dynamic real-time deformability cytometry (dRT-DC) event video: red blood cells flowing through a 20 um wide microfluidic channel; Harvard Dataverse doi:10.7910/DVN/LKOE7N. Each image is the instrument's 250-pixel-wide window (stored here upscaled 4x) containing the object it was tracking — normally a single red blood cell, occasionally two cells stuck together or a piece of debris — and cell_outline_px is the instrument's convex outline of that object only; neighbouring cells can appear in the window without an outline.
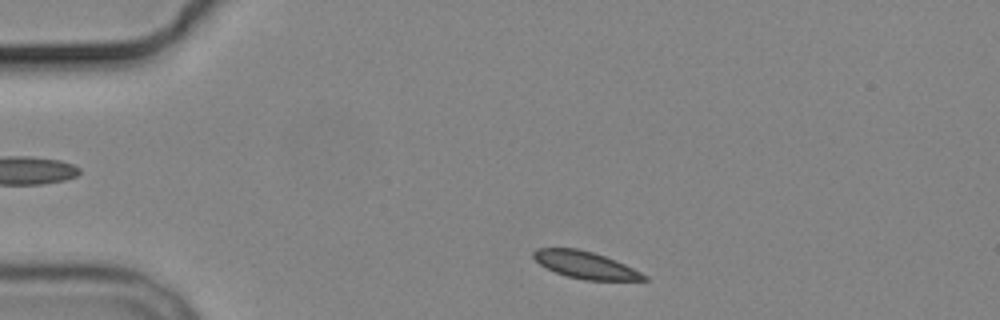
{"species": "common noctule bat (a hibernating species)", "species_latin": "Nyctalus noctula", "temperature_condition": "cold", "stored_images_in_passage": 9, "camera_frame_rate_fps": 3000, "um_per_image_px": 0.085, "animal": {"sex": "male", "body_mass_g": 19.2, "forearm_length_mm": 51.8}, "frame": {"image": 1, "passage_image": 2, "time_ms": 1.0, "image_size_px": [1000, 320], "cell_outline_px": [[648, 280], [584, 280], [568, 276], [556, 272], [540, 264], [532, 256], [532, 252], [536, 248], [576, 248], [592, 252], [616, 260], [648, 276]], "centroid_in_image_um": [49.75, 22.52], "position_along_channel_um": 35.3, "area_um2": 17.22}}
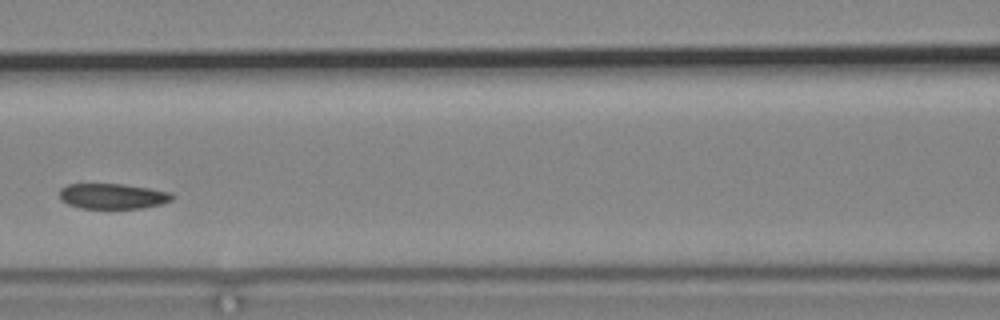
{"frame": {"image": 2, "passage_image": 6, "time_ms": 5.667, "image_size_px": [1000, 320], "cell_outline_px": [[172, 200], [160, 204], [144, 208], [80, 208], [68, 204], [60, 200], [60, 188], [68, 184], [124, 184], [172, 192]], "centroid_in_image_um": [9.56, 16.67], "position_along_channel_um": 157.0, "area_um2": 16.65}}
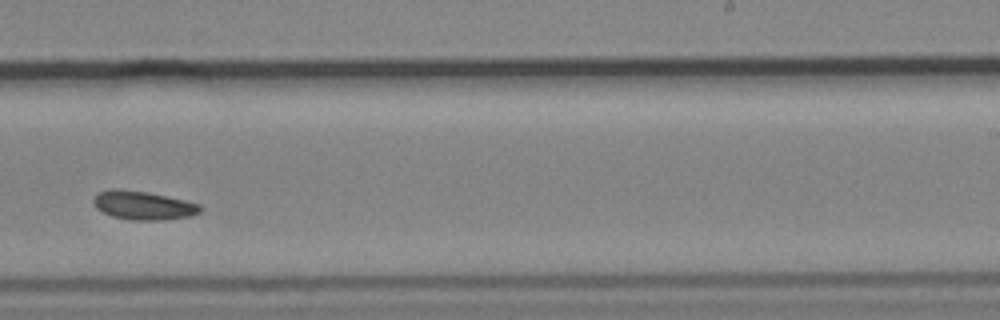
{"frame": {"image": 3, "passage_image": 9, "time_ms": 9.0, "image_size_px": [1000, 320], "cell_outline_px": [[204, 208], [200, 212], [192, 216], [164, 220], [132, 220], [112, 216], [96, 208], [92, 200], [96, 192], [148, 192], [184, 200], [200, 204]], "centroid_in_image_um": [12.27, 17.51], "position_along_channel_um": 276.7, "area_um2": 17.22}}